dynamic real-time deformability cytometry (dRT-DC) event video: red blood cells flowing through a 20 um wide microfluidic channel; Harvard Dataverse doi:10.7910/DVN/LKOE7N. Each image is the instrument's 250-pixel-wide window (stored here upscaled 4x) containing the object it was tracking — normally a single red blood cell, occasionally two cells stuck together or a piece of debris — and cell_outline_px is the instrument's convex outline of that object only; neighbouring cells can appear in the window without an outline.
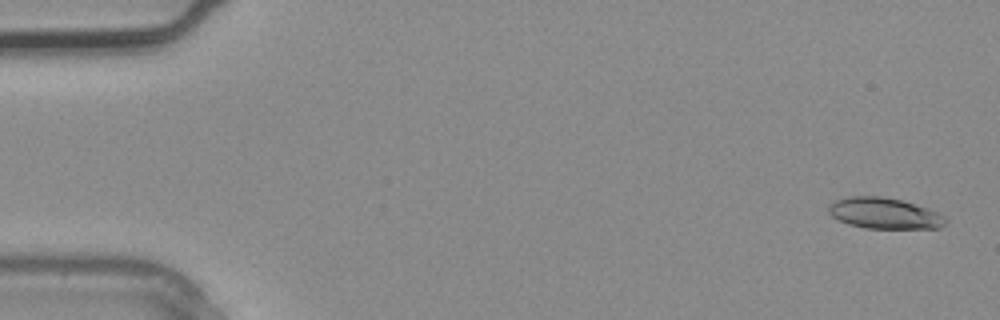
{"species": "common noctule bat (a hibernating species)", "species_latin": "Nyctalus noctula", "temperature_condition": "warm", "stored_images_in_passage": 3, "segment_of_instrument_passage": [1, 2], "camera_frame_rate_fps": 3000, "um_per_image_px": 0.085, "animal": {"sex": "male", "body_mass_g": 20.4}, "frame": {"image": 1, "passage_image": 1, "time_ms": 0.0, "image_size_px": [1000, 320], "cell_outline_px": [[948, 220], [940, 228], [864, 228], [848, 224], [832, 216], [828, 212], [828, 204], [836, 200], [848, 196], [880, 196], [900, 200], [936, 212], [944, 216]], "centroid_in_image_um": [75.12, 18.13], "position_along_channel_um": 9.9, "area_um2": 20.87}}